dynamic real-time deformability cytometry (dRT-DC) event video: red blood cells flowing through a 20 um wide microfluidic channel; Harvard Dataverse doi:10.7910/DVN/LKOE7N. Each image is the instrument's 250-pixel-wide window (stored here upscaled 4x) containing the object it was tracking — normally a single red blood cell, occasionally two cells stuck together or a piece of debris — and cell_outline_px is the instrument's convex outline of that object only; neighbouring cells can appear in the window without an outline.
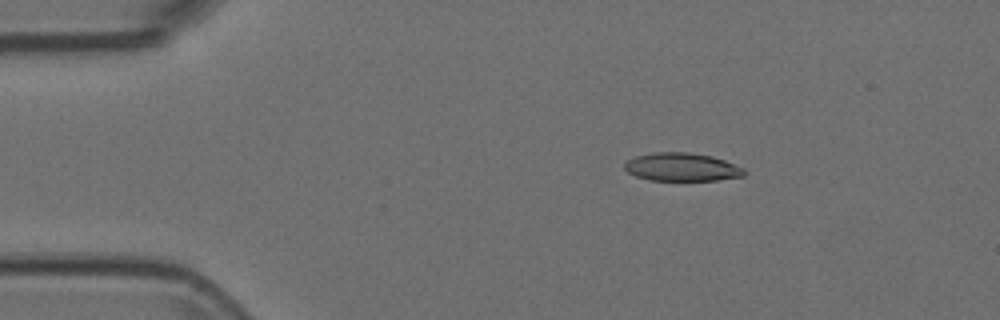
{"species": "Egyptian fruit bat (a non-hibernating species)", "species_latin": "Rousettus aegyptiacus", "temperature_condition": "room temperature", "stored_images_in_passage": 47, "camera_frame_rate_fps": 3000, "um_per_image_px": 0.085, "animal": {"sex": "female"}, "frame": {"image": 1, "passage_image": 2, "time_ms": 0.333, "image_size_px": [1000, 320], "cell_outline_px": [[748, 172], [744, 176], [716, 180], [648, 180], [636, 176], [628, 172], [624, 168], [624, 164], [628, 160], [636, 156], [656, 152], [688, 152], [712, 156], [724, 160], [744, 168]], "centroid_in_image_um": [57.98, 14.2], "position_along_channel_um": 27.0, "area_um2": 19.65}}
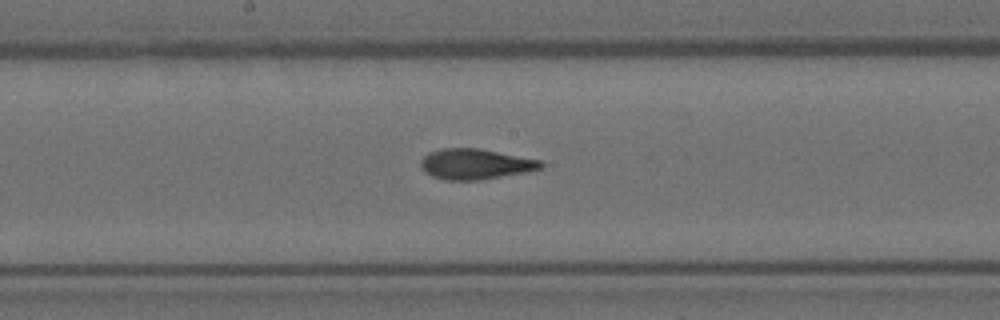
{"frame": {"image": 2, "passage_image": 21, "time_ms": 6.667, "image_size_px": [1000, 320], "cell_outline_px": [[544, 168], [524, 172], [480, 180], [444, 180], [432, 176], [420, 164], [420, 160], [428, 152], [440, 148], [480, 148], [540, 160], [544, 164]], "centroid_in_image_um": [40.41, 13.93], "position_along_channel_um": 207.8, "area_um2": 21.27}}
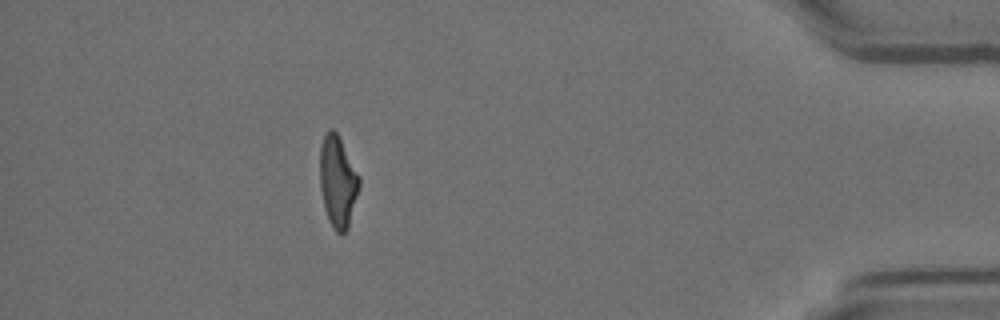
{"frame": {"image": 3, "passage_image": 41, "time_ms": 13.333, "image_size_px": [1000, 320], "cell_outline_px": [[360, 184], [348, 228], [340, 236], [332, 228], [328, 220], [324, 208], [320, 188], [320, 148], [324, 136], [328, 128], [332, 128], [336, 132], [360, 176]], "centroid_in_image_um": [28.7, 15.47], "position_along_channel_um": 406.5, "area_um2": 20.98}}